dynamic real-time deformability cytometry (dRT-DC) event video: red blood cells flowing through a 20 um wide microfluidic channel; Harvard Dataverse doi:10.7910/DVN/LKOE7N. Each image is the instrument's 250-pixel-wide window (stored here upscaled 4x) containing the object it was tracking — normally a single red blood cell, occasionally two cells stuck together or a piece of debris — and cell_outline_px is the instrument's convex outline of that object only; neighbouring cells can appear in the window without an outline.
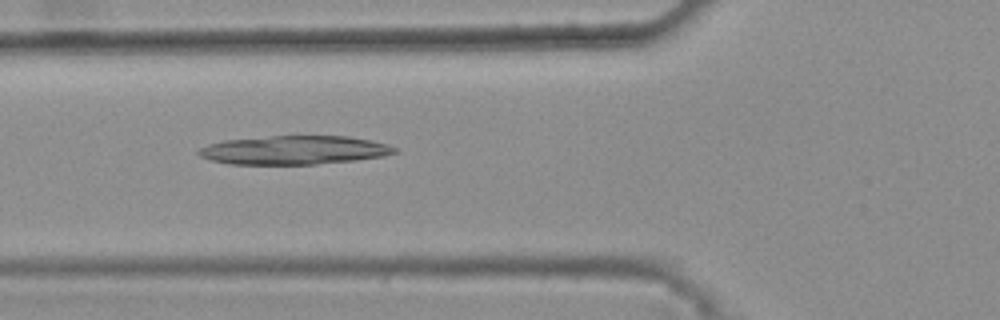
{"species": "common noctule bat (a hibernating species)", "species_latin": "Nyctalus noctula", "temperature_condition": "warm", "stored_images_in_passage": 36, "camera_frame_rate_fps": 3000, "um_per_image_px": 0.085, "animal": {"sex": "female", "body_mass_g": 25.1}, "frame": {"image": 1, "passage_image": 9, "time_ms": 2.667, "image_size_px": [1000, 320], "cell_outline_px": [[400, 152], [384, 156], [356, 160], [316, 164], [232, 164], [212, 160], [200, 156], [196, 152], [200, 148], [208, 144], [224, 140], [272, 136], [348, 136], [372, 140], [388, 144], [396, 148]], "centroid_in_image_um": [25.05, 12.75], "position_along_channel_um": 100.7, "area_um2": 32.83}}
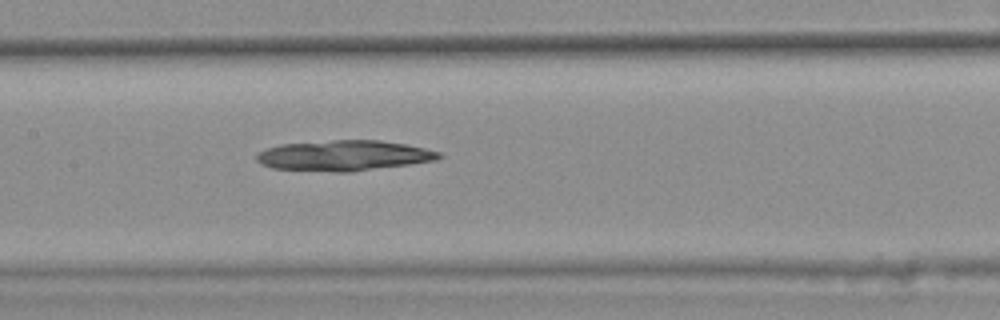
{"frame": {"image": 2, "passage_image": 15, "time_ms": 4.667, "image_size_px": [1000, 320], "cell_outline_px": [[444, 156], [436, 160], [352, 172], [332, 172], [272, 168], [260, 164], [256, 160], [256, 156], [260, 152], [268, 148], [280, 144], [332, 140], [380, 140], [404, 144], [424, 148], [440, 152]], "centroid_in_image_um": [29.22, 13.22], "position_along_channel_um": 178.2, "area_um2": 32.31}}
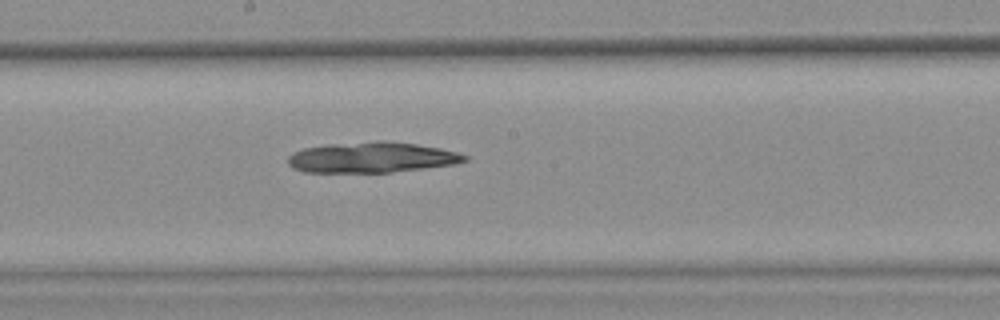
{"frame": {"image": 3, "passage_image": 18, "time_ms": 5.667, "image_size_px": [1000, 320], "cell_outline_px": [[468, 160], [452, 164], [424, 168], [392, 172], [304, 172], [292, 168], [288, 164], [288, 156], [292, 152], [304, 148], [328, 144], [376, 140], [384, 140], [416, 144], [440, 148], [456, 152], [468, 156]], "centroid_in_image_um": [31.56, 13.37], "position_along_channel_um": 216.6, "area_um2": 31.56}}